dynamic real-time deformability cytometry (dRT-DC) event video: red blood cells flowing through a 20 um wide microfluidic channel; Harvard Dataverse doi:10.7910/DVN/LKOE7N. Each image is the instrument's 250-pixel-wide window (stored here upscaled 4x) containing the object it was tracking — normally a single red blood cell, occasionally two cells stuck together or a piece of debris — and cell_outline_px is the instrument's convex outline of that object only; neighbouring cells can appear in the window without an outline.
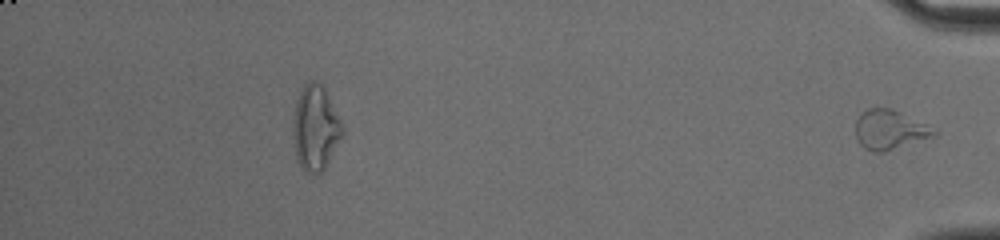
{"species": "common noctule bat (a hibernating species)", "species_latin": "Nyctalus noctula", "temperature_condition": "cold", "stored_images_in_passage": 47, "segment_of_instrument_passage": [2, 2], "camera_frame_rate_fps": 3000, "um_per_image_px": 0.085, "animal": {"sex": "male", "body_mass_g": 20.0, "forearm_length_mm": 53.3}, "frame": {"image": 1, "passage_image": 47, "time_ms": 15.333, "image_size_px": [1000, 240], "cell_outline_px": [[940, 132], [932, 136], [884, 152], [872, 152], [864, 148], [856, 140], [856, 120], [860, 112], [868, 108], [892, 108]], "centroid_in_image_um": [75.55, 11.02], "position_along_channel_um": 359.6, "area_um2": 17.8}}